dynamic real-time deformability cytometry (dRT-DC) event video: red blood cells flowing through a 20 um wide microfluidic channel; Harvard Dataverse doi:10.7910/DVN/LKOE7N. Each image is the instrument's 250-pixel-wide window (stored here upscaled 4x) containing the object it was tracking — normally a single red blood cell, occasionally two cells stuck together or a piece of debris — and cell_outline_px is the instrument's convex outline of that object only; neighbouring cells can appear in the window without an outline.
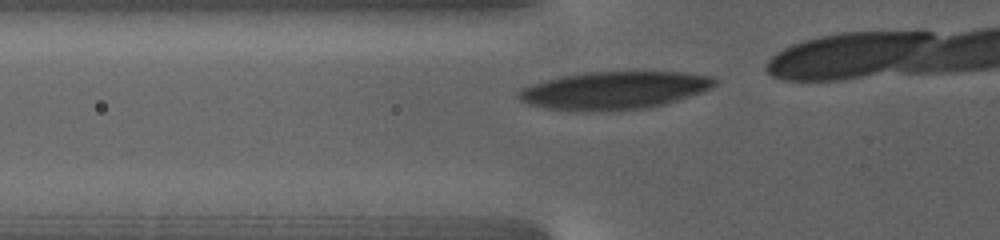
{"species": "human", "species_latin": "Homo sapiens", "temperature_condition": "warm", "stored_images_in_passage": 9, "camera_frame_rate_fps": 3000, "um_per_image_px": 0.085, "donor": {"sex": "female"}, "frame": {"image": 1, "passage_image": 2, "time_ms": 0.333, "image_size_px": [1000, 240], "cell_outline_px": [[720, 80], [716, 84], [700, 92], [664, 104], [644, 108], [592, 112], [588, 112], [544, 108], [528, 104], [520, 100], [516, 96], [516, 92], [520, 88], [544, 80], [560, 76], [584, 72], [684, 72], [716, 76]], "centroid_in_image_um": [52.16, 7.68], "position_along_channel_um": 73.6, "area_um2": 43.47}}
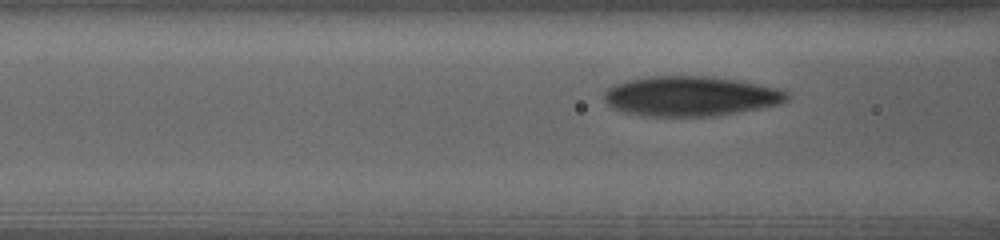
{"frame": {"image": 2, "passage_image": 6, "time_ms": 1.667, "image_size_px": [1000, 240], "cell_outline_px": [[792, 96], [788, 100], [780, 104], [740, 112], [716, 116], [640, 116], [624, 112], [612, 108], [604, 100], [604, 92], [612, 84], [628, 80], [652, 76], [708, 76], [740, 80], [780, 88], [788, 92]], "centroid_in_image_um": [58.73, 8.17], "position_along_channel_um": 107.9, "area_um2": 43.06}}